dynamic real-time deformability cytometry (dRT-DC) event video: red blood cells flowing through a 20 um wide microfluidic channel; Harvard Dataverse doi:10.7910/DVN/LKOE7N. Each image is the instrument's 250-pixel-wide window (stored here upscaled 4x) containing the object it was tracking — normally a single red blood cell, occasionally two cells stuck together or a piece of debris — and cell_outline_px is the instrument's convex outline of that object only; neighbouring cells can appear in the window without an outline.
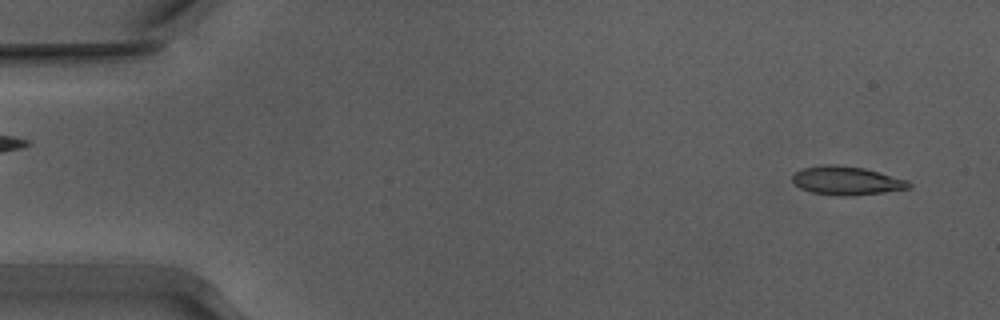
{"species": "Egyptian fruit bat (a non-hibernating species)", "species_latin": "Rousettus aegyptiacus", "temperature_condition": "warm", "stored_images_in_passage": 54, "camera_frame_rate_fps": 3000, "um_per_image_px": 0.085, "animal": {"sex": "male"}, "frame": {"image": 1, "passage_image": 4, "time_ms": 1.0, "image_size_px": [1000, 320], "cell_outline_px": [[912, 184], [908, 188], [880, 192], [812, 192], [800, 188], [792, 180], [792, 176], [796, 172], [804, 168], [824, 164], [836, 164], [864, 168], [908, 180]], "centroid_in_image_um": [71.94, 15.27], "position_along_channel_um": 13.1, "area_um2": 18.03}}
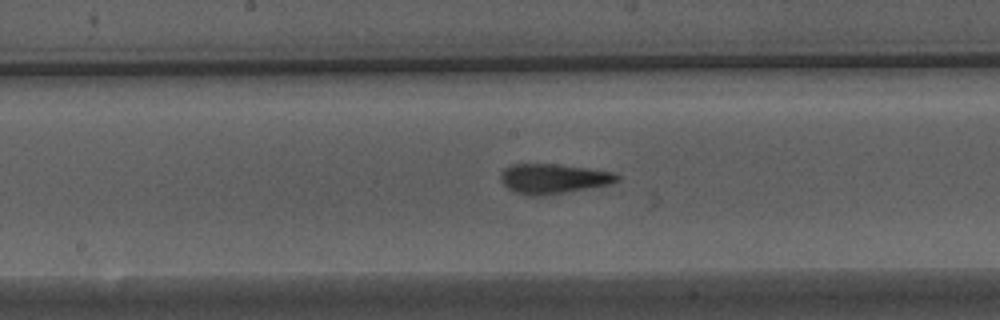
{"frame": {"image": 2, "passage_image": 28, "time_ms": 9.0, "image_size_px": [1000, 320], "cell_outline_px": [[620, 180], [608, 184], [544, 196], [528, 196], [516, 192], [508, 188], [500, 180], [500, 176], [504, 168], [512, 164], [552, 164], [588, 168], [612, 172], [620, 176]], "centroid_in_image_um": [47.0, 15.19], "position_along_channel_um": 201.2, "area_um2": 20.06}}
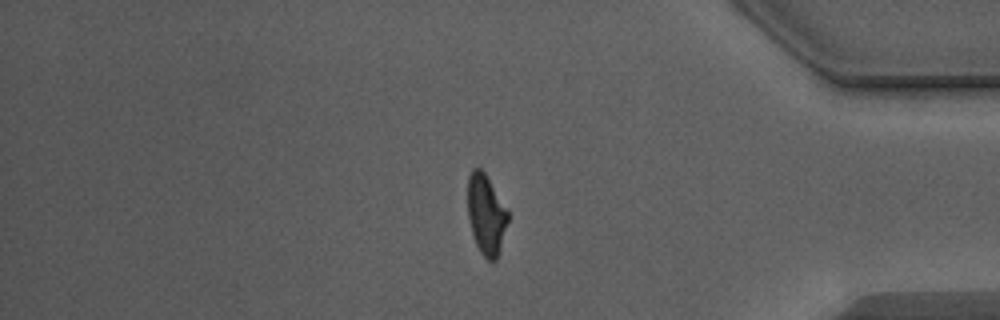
{"frame": {"image": 3, "passage_image": 45, "time_ms": 14.667, "image_size_px": [1000, 320], "cell_outline_px": [[508, 220], [496, 260], [488, 260], [480, 252], [476, 244], [472, 232], [468, 216], [468, 176], [472, 168], [480, 168], [484, 172], [508, 208]], "centroid_in_image_um": [41.32, 18.19], "position_along_channel_um": 393.9, "area_um2": 18.61}, "authors_computed_cell_mechanics": {"area_um2": 19.4497, "velocity_mm_per_s": 3.9099, "shape_relaxation_time_tau1_ms": 5.2326, "shape_relaxation_time_tau2_ms": 1.2135, "deformation_change_tau1": 0.2001, "deformation_change_tau2": 0.0897}}